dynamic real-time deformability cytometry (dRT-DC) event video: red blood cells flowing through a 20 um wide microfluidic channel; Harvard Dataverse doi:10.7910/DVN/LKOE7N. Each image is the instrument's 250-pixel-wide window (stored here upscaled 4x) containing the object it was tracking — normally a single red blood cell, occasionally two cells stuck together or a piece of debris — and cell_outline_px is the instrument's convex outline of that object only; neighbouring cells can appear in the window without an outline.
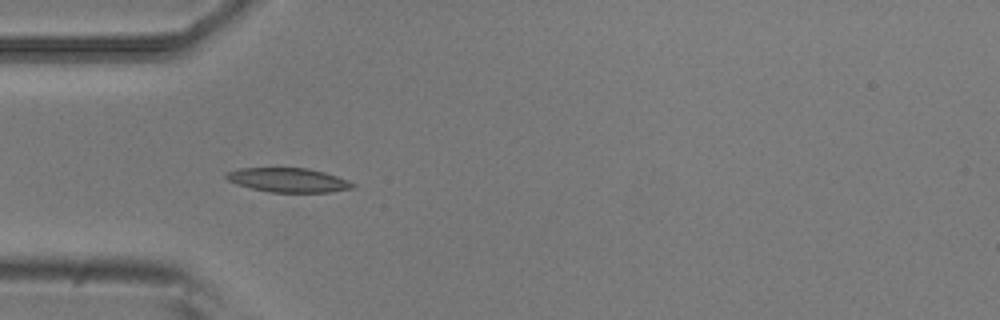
{"species": "common noctule bat (a hibernating species)", "species_latin": "Nyctalus noctula", "temperature_condition": "room temperature", "stored_images_in_passage": 14, "camera_frame_rate_fps": 3000, "um_per_image_px": 0.085, "animal": {"sex": "male", "body_mass_g": 20.5, "forearm_length_mm": 52.5}, "frame": {"image": 1, "passage_image": 4, "time_ms": 1.0, "image_size_px": [1000, 320], "cell_outline_px": [[356, 188], [328, 192], [272, 192], [252, 188], [236, 184], [228, 180], [224, 176], [228, 172], [240, 168], [308, 168], [324, 172], [348, 180], [356, 184]], "centroid_in_image_um": [24.53, 15.3], "position_along_channel_um": 60.5, "area_um2": 17.74}}
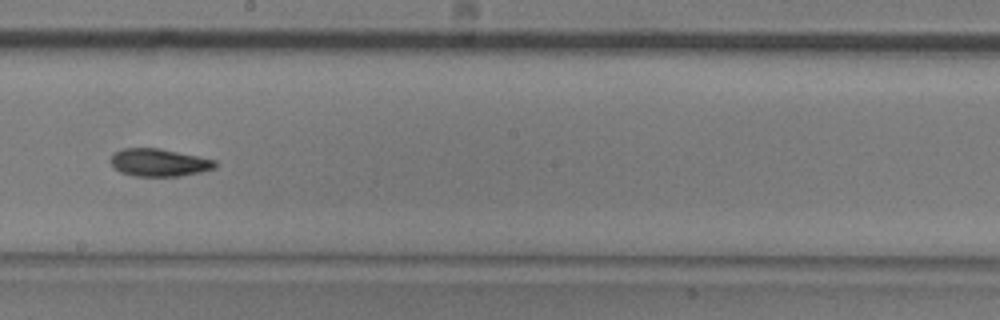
{"frame": {"image": 2, "passage_image": 8, "time_ms": 2.333, "image_size_px": [1000, 320], "cell_outline_px": [[216, 168], [200, 172], [180, 176], [132, 176], [120, 172], [112, 164], [112, 156], [116, 152], [124, 148], [156, 148], [216, 160]], "centroid_in_image_um": [13.53, 13.83], "position_along_channel_um": 234.7, "area_um2": 16.53}}
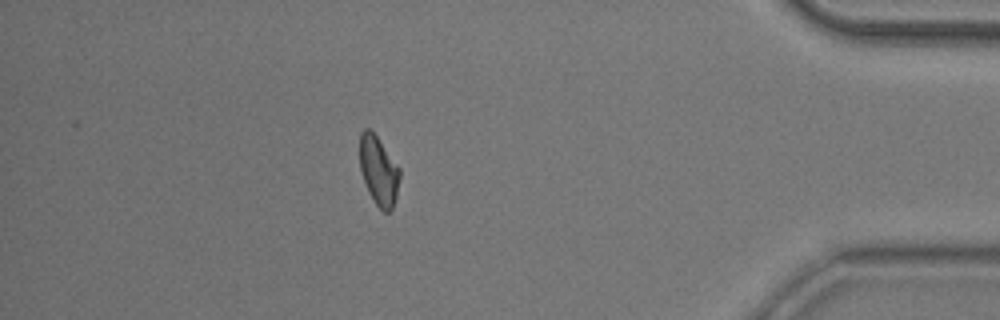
{"frame": {"image": 3, "passage_image": 13, "time_ms": 4.0, "image_size_px": [1000, 320], "cell_outline_px": [[400, 176], [396, 196], [392, 208], [388, 212], [384, 212], [376, 204], [368, 192], [360, 172], [360, 132], [364, 128], [368, 128], [376, 136], [400, 168]], "centroid_in_image_um": [32.17, 14.51], "position_along_channel_um": 403.0, "area_um2": 15.95}}